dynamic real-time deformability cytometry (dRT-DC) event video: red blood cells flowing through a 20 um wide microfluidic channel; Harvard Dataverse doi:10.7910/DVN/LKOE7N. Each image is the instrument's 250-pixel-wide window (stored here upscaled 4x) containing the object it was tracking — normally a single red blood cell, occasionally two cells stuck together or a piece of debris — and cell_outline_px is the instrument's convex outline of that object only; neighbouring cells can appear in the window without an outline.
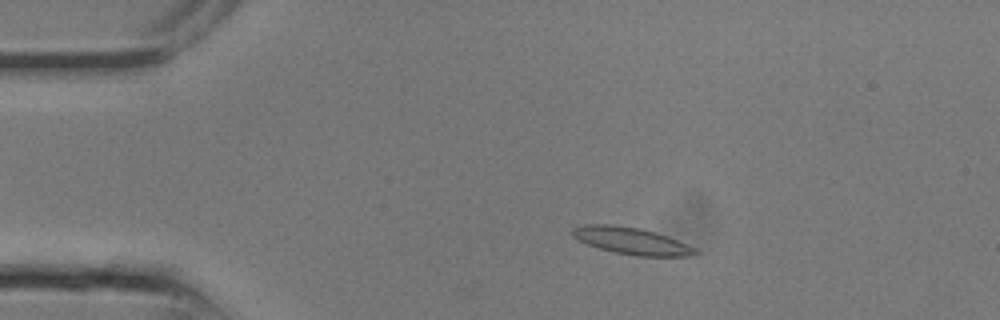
{"species": "common noctule bat (a hibernating species)", "species_latin": "Nyctalus noctula", "temperature_condition": "room temperature", "stored_images_in_passage": 24, "camera_frame_rate_fps": 3000, "um_per_image_px": 0.085, "animal": {"sex": "male", "body_mass_g": 13.3}, "frame": {"image": 1, "passage_image": 4, "time_ms": 1.0, "image_size_px": [1000, 320], "cell_outline_px": [[700, 252], [692, 256], [636, 256], [616, 252], [600, 248], [588, 244], [572, 236], [572, 228], [584, 224], [612, 224], [640, 228], [656, 232], [668, 236], [696, 248]], "centroid_in_image_um": [53.7, 20.46], "position_along_channel_um": 31.3, "area_um2": 19.25}}
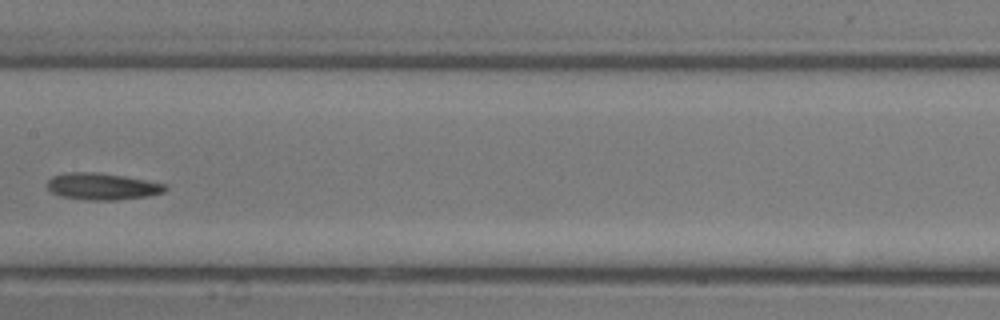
{"frame": {"image": 2, "passage_image": 12, "time_ms": 3.667, "image_size_px": [1000, 320], "cell_outline_px": [[168, 188], [164, 192], [148, 196], [116, 200], [88, 200], [60, 196], [52, 192], [48, 188], [48, 180], [52, 176], [64, 172], [96, 172], [124, 176], [168, 184]], "centroid_in_image_um": [8.71, 15.84], "position_along_channel_um": 198.7, "area_um2": 18.5}}
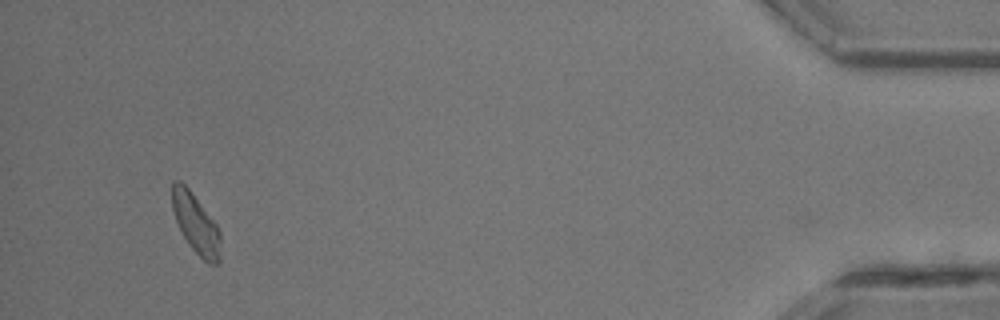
{"frame": {"image": 3, "passage_image": 23, "time_ms": 7.333, "image_size_px": [1000, 320], "cell_outline_px": [[220, 260], [216, 264], [208, 264], [192, 248], [184, 236], [176, 220], [172, 208], [172, 180], [180, 180], [188, 188], [216, 224], [220, 232]], "centroid_in_image_um": [16.65, 19.01], "position_along_channel_um": 418.6, "area_um2": 16.47}}